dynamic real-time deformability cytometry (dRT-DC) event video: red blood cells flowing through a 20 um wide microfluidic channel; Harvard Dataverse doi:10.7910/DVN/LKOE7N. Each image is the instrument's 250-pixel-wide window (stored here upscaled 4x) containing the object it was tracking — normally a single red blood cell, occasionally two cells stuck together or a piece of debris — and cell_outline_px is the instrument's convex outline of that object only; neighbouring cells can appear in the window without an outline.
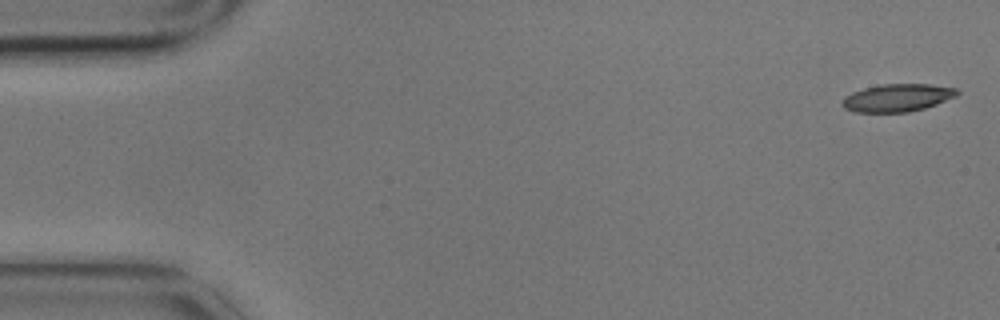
{"species": "common noctule bat (a hibernating species)", "species_latin": "Nyctalus noctula", "temperature_condition": "cold", "stored_images_in_passage": 5, "camera_frame_rate_fps": 3000, "um_per_image_px": 0.085, "animal": {"sex": "male", "body_mass_g": 17.9}, "frame": {"image": 1, "passage_image": 1, "time_ms": 0.0, "image_size_px": [1000, 320], "cell_outline_px": [[960, 92], [956, 96], [936, 104], [924, 108], [908, 112], [856, 112], [844, 108], [840, 104], [844, 96], [852, 92], [864, 88], [880, 84], [928, 84], [956, 88]], "centroid_in_image_um": [76.25, 8.31], "position_along_channel_um": 8.8, "area_um2": 18.55}}
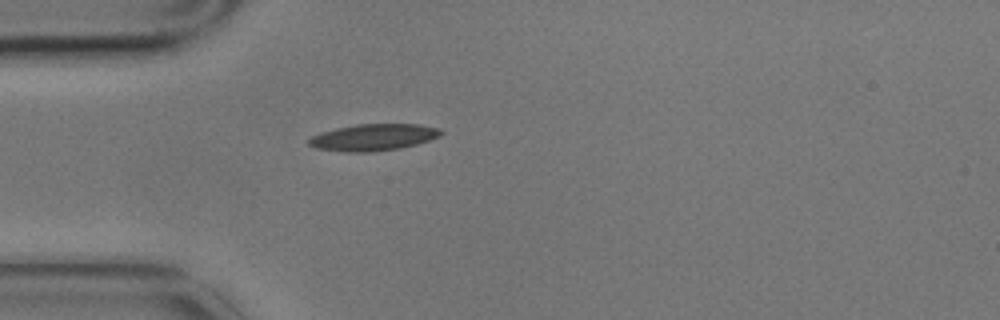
{"frame": {"image": 2, "passage_image": 5, "time_ms": 1.333, "image_size_px": [1000, 320], "cell_outline_px": [[444, 132], [440, 136], [416, 144], [400, 148], [372, 152], [348, 152], [316, 148], [308, 144], [308, 140], [312, 136], [320, 132], [336, 128], [356, 124], [416, 124], [440, 128]], "centroid_in_image_um": [31.73, 11.67], "position_along_channel_um": 53.3, "area_um2": 20.52}}